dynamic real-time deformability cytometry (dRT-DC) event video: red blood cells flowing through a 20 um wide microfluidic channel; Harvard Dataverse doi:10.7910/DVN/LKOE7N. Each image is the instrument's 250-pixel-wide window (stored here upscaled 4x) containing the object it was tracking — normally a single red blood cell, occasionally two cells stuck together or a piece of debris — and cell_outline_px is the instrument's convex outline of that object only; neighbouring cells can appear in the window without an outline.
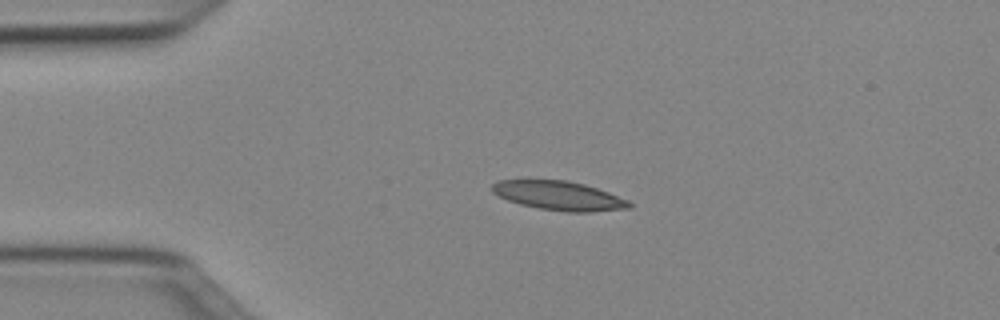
{"species": "Egyptian fruit bat (a non-hibernating species)", "species_latin": "Rousettus aegyptiacus", "temperature_condition": "cold", "stored_images_in_passage": 40, "camera_frame_rate_fps": 3000, "um_per_image_px": 0.085, "animal": {"sex": "female"}, "frame": {"image": 1, "passage_image": 1, "time_ms": 0.0, "image_size_px": [1000, 320], "cell_outline_px": [[632, 208], [588, 212], [564, 212], [540, 208], [520, 204], [508, 200], [492, 192], [492, 184], [496, 180], [528, 176], [568, 180], [584, 184], [608, 192], [628, 200], [632, 204]], "centroid_in_image_um": [47.42, 16.57], "position_along_channel_um": 37.6, "area_um2": 24.22}}
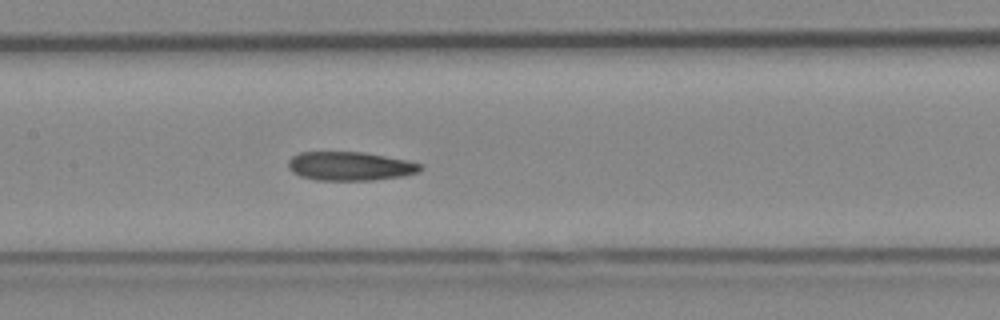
{"frame": {"image": 2, "passage_image": 14, "time_ms": 4.333, "image_size_px": [1000, 320], "cell_outline_px": [[424, 168], [420, 172], [400, 176], [372, 180], [316, 180], [300, 176], [292, 172], [288, 168], [288, 160], [292, 156], [300, 152], [364, 152], [408, 160], [424, 164]], "centroid_in_image_um": [29.77, 14.12], "position_along_channel_um": 177.6, "area_um2": 22.37}}
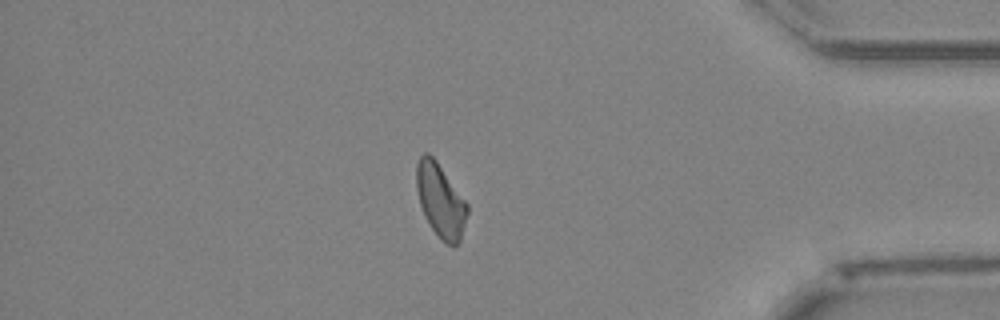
{"frame": {"image": 3, "passage_image": 33, "time_ms": 10.667, "image_size_px": [1000, 320], "cell_outline_px": [[468, 212], [460, 240], [452, 248], [444, 244], [440, 240], [424, 216], [420, 204], [416, 188], [416, 164], [420, 156], [424, 152], [428, 152], [436, 160], [468, 204]], "centroid_in_image_um": [37.43, 17.06], "position_along_channel_um": 397.8, "area_um2": 21.91}, "authors_computed_cell_mechanics": {"area_um2": 22.3686, "velocity_mm_per_s": 3.9888, "shape_relaxation_time_tau1_ms": null, "shape_relaxation_time_tau2_ms": 4.4434, "deformation_change_tau1": null, "deformation_change_tau2": 0.1292}}